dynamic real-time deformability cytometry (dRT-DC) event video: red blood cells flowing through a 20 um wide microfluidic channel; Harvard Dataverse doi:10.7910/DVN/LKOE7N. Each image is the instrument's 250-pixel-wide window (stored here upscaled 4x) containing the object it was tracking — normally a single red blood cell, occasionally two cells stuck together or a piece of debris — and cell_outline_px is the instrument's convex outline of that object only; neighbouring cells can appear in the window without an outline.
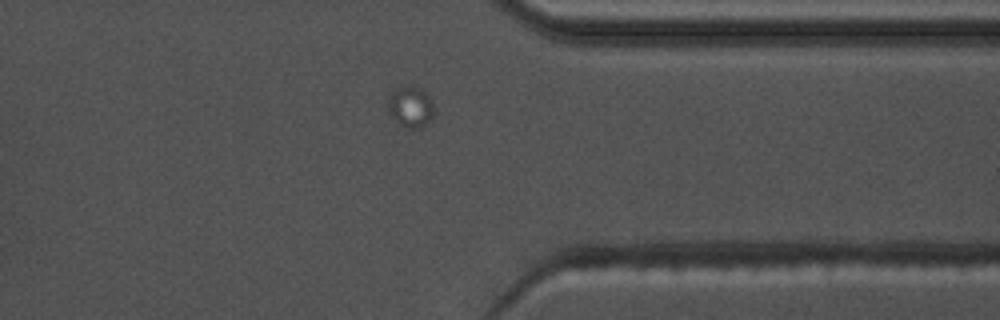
{"species": "common noctule bat (a hibernating species)", "species_latin": "Nyctalus noctula", "temperature_condition": "warm", "stored_images_in_passage": 41, "segment_of_instrument_passage": [1, 2], "camera_frame_rate_fps": 3000, "um_per_image_px": 0.085, "animal": {"sex": "male", "body_mass_g": 17.5, "forearm_length_mm": 52.3}, "frame": {"image": 1, "passage_image": 33, "time_ms": 10.667, "image_size_px": [1000, 320], "cell_outline_px": [[432, 116], [420, 128], [404, 128], [392, 116], [388, 108], [388, 100], [392, 92], [404, 84], [416, 84], [428, 96], [432, 104]], "centroid_in_image_um": [34.87, 9.03], "position_along_channel_um": 376.5, "area_um2": 10.81}}